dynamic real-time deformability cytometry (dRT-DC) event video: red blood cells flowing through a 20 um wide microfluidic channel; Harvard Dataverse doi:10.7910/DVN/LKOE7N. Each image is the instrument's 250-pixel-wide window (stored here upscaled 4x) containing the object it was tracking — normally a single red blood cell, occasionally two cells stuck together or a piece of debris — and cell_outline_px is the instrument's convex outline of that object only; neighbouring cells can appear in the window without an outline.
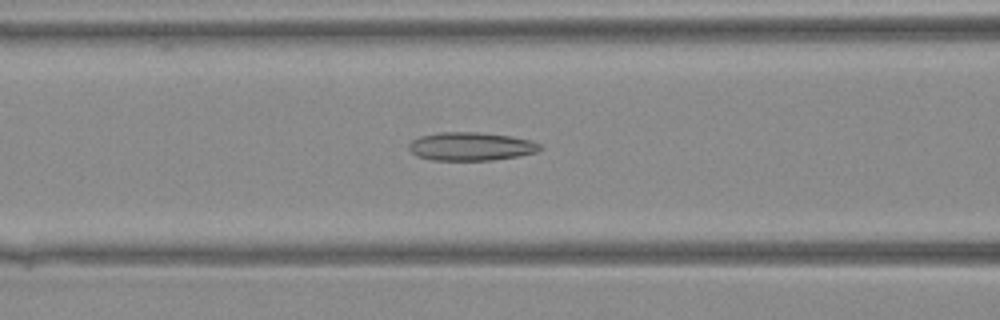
{"species": "Egyptian fruit bat (a non-hibernating species)", "species_latin": "Rousettus aegyptiacus", "temperature_condition": "warm", "stored_images_in_passage": 40, "camera_frame_rate_fps": 3000, "um_per_image_px": 0.085, "animal": {"sex": "female"}, "frame": {"image": 1, "passage_image": 16, "time_ms": 5.0, "image_size_px": [1000, 320], "cell_outline_px": [[544, 148], [536, 152], [516, 156], [492, 160], [432, 160], [416, 156], [408, 148], [408, 144], [412, 140], [420, 136], [440, 132], [480, 132], [512, 136], [532, 140], [540, 144]], "centroid_in_image_um": [40.03, 12.44], "position_along_channel_um": 126.6, "area_um2": 21.79}}
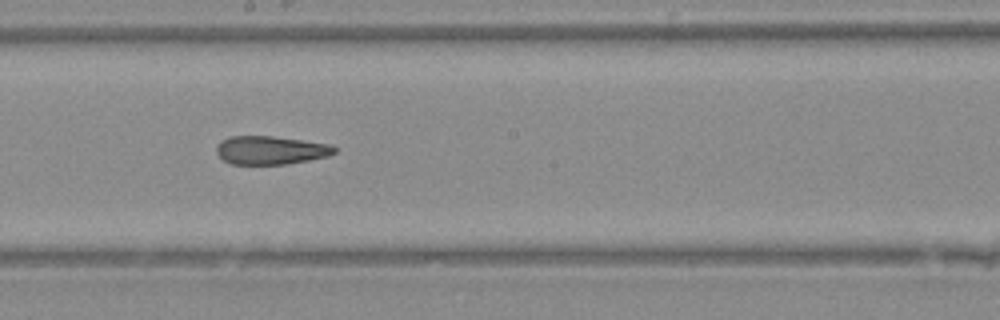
{"frame": {"image": 2, "passage_image": 22, "time_ms": 7.0, "image_size_px": [1000, 320], "cell_outline_px": [[336, 152], [328, 156], [288, 164], [232, 164], [224, 160], [216, 152], [216, 148], [220, 140], [228, 136], [272, 136], [328, 144], [336, 148]], "centroid_in_image_um": [22.97, 12.76], "position_along_channel_um": 225.2, "area_um2": 19.42}}
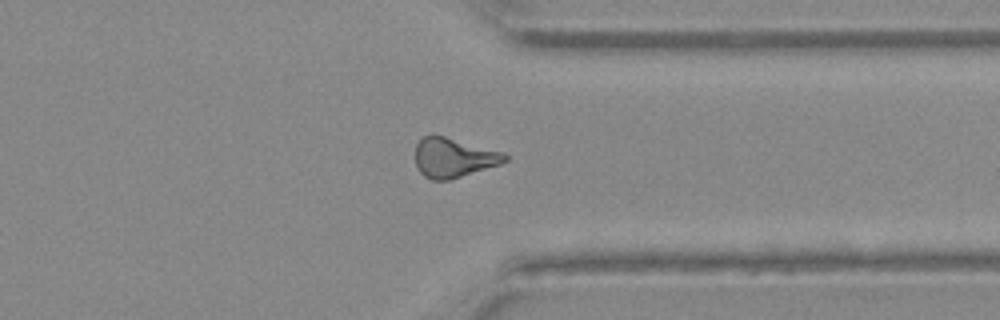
{"frame": {"image": 3, "passage_image": 31, "time_ms": 10.0, "image_size_px": [1000, 320], "cell_outline_px": [[508, 160], [500, 164], [448, 180], [432, 180], [424, 176], [420, 172], [416, 164], [416, 144], [424, 136], [432, 132], [504, 152], [508, 156]], "centroid_in_image_um": [38.55, 13.37], "position_along_channel_um": 372.9, "area_um2": 20.81}}